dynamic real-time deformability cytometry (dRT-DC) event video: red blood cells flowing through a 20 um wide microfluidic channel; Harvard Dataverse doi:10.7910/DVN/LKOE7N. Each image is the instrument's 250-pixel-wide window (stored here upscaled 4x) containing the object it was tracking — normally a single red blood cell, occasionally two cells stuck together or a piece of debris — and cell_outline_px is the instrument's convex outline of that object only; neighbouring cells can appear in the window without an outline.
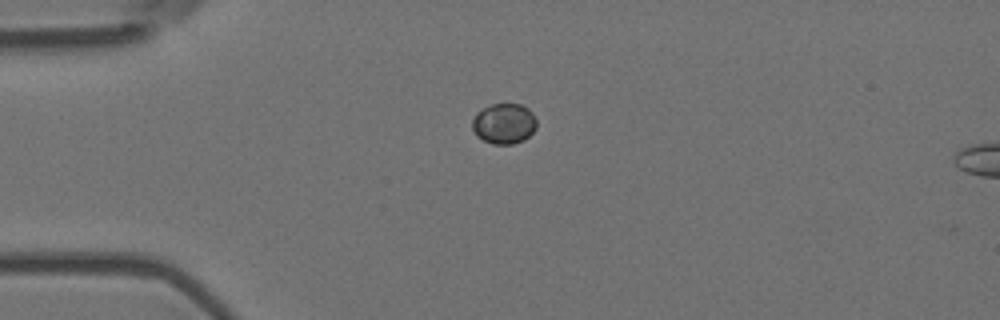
{"species": "Egyptian fruit bat (a non-hibernating species)", "species_latin": "Rousettus aegyptiacus", "temperature_condition": "room temperature", "stored_images_in_passage": 43, "camera_frame_rate_fps": 3000, "um_per_image_px": 0.085, "animal": {"sex": "female"}, "frame": {"image": 1, "passage_image": 1, "time_ms": 0.0, "image_size_px": [1000, 320], "cell_outline_px": [[536, 128], [524, 140], [512, 144], [492, 144], [476, 136], [472, 128], [472, 120], [476, 112], [492, 104], [520, 104], [528, 108], [532, 112], [536, 120]], "centroid_in_image_um": [42.83, 10.51], "position_along_channel_um": 42.2, "area_um2": 15.2}}
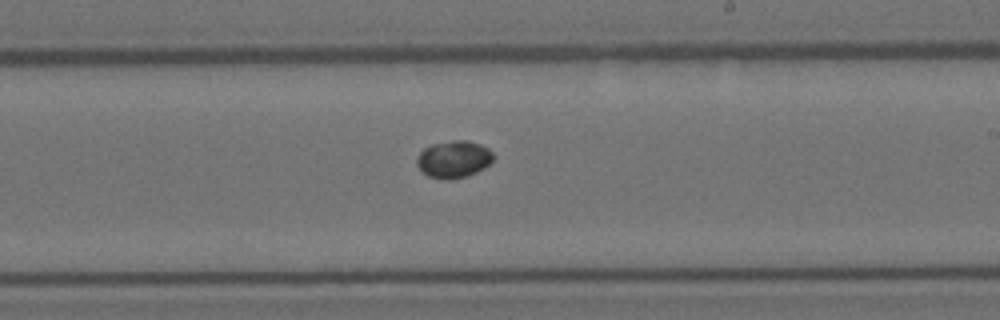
{"frame": {"image": 2, "passage_image": 20, "time_ms": 6.333, "image_size_px": [1000, 320], "cell_outline_px": [[496, 156], [484, 168], [468, 176], [448, 180], [428, 176], [416, 164], [416, 156], [424, 148], [432, 144], [452, 140], [468, 140], [480, 144], [488, 148]], "centroid_in_image_um": [38.57, 13.52], "position_along_channel_um": 250.4, "area_um2": 16.65}}
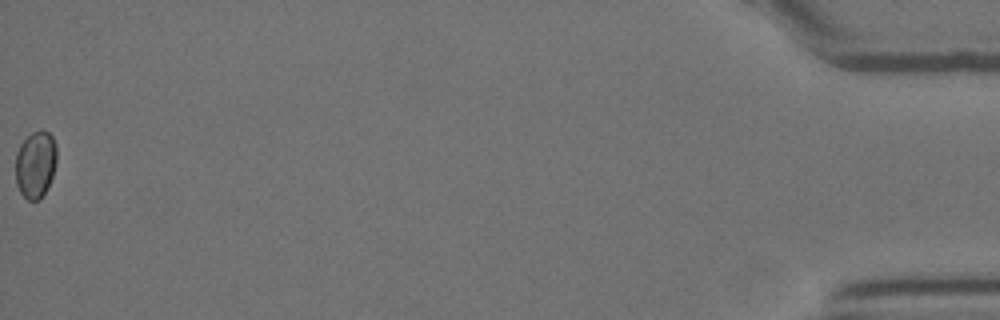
{"frame": {"image": 3, "passage_image": 43, "time_ms": 14.0, "image_size_px": [1000, 320], "cell_outline_px": [[56, 160], [52, 176], [48, 188], [40, 200], [28, 200], [20, 192], [16, 184], [16, 152], [20, 144], [32, 132], [40, 128], [48, 132], [52, 136], [56, 144]], "centroid_in_image_um": [3.02, 13.96], "position_along_channel_um": 432.2, "area_um2": 16.24}}